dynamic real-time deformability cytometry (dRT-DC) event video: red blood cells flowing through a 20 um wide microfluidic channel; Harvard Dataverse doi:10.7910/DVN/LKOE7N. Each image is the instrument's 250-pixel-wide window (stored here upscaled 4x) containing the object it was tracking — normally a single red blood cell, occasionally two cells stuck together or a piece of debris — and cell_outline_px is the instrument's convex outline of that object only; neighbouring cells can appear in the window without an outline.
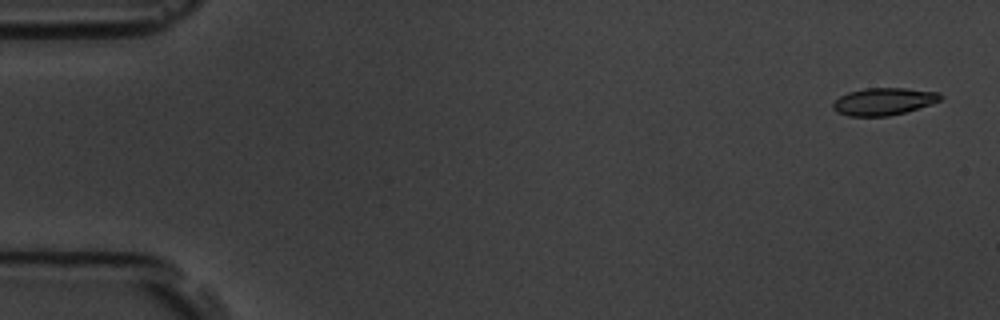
{"species": "common noctule bat (a hibernating species)", "species_latin": "Nyctalus noctula", "temperature_condition": "room temperature", "stored_images_in_passage": 4, "camera_frame_rate_fps": 3000, "um_per_image_px": 0.085, "animal": {"sex": "male", "body_mass_g": 19.5, "forearm_length_mm": 54.6}, "frame": {"image": 1, "passage_image": 1, "time_ms": 0.0, "image_size_px": [1000, 320], "cell_outline_px": [[944, 96], [940, 100], [904, 112], [888, 116], [848, 116], [836, 112], [832, 108], [832, 104], [840, 96], [848, 92], [864, 88], [904, 88], [940, 92]], "centroid_in_image_um": [75.07, 8.62], "position_along_channel_um": 9.9, "area_um2": 16.99}}